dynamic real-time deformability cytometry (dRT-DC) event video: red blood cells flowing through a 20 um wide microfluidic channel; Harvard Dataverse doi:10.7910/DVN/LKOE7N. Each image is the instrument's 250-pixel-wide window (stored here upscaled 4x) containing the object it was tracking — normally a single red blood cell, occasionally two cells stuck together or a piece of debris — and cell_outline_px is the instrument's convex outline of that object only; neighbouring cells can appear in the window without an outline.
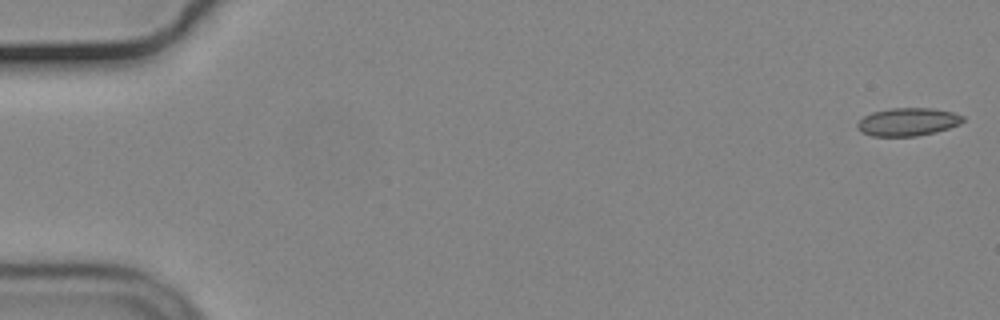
{"species": "common noctule bat (a hibernating species)", "species_latin": "Nyctalus noctula", "temperature_condition": "cold", "stored_images_in_passage": 55, "camera_frame_rate_fps": 3000, "um_per_image_px": 0.085, "animal": {"sex": "male", "body_mass_g": 19.2, "forearm_length_mm": 51.8}, "frame": {"image": 1, "passage_image": 1, "time_ms": 0.0, "image_size_px": [1000, 320], "cell_outline_px": [[964, 120], [960, 124], [936, 132], [916, 136], [872, 136], [860, 132], [856, 128], [856, 124], [864, 116], [872, 112], [892, 108], [932, 108], [952, 112], [964, 116]], "centroid_in_image_um": [77.14, 10.36], "position_along_channel_um": 7.9, "area_um2": 17.28}}
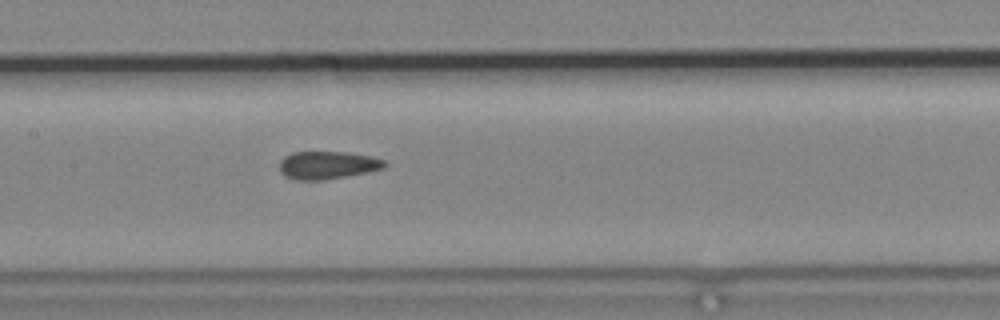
{"frame": {"image": 2, "passage_image": 27, "time_ms": 8.667, "image_size_px": [1000, 320], "cell_outline_px": [[388, 164], [384, 168], [344, 176], [320, 180], [296, 180], [284, 176], [280, 172], [280, 160], [284, 156], [292, 152], [348, 152], [372, 156], [384, 160]], "centroid_in_image_um": [27.81, 14.02], "position_along_channel_um": 179.6, "area_um2": 16.99}}
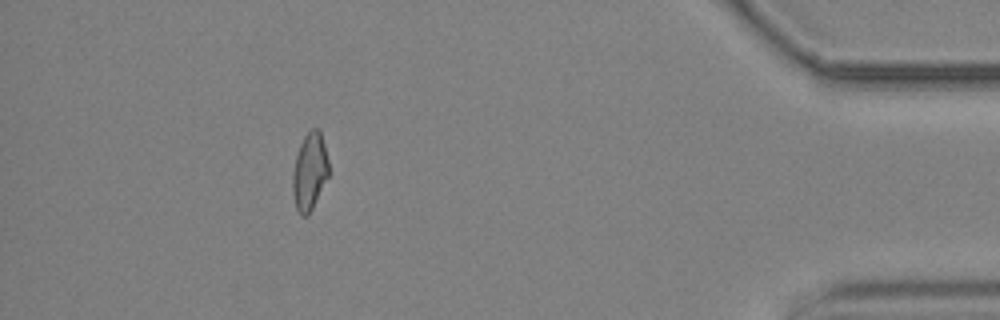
{"frame": {"image": 3, "passage_image": 50, "time_ms": 16.333, "image_size_px": [1000, 320], "cell_outline_px": [[328, 176], [308, 216], [300, 216], [296, 208], [292, 192], [292, 172], [296, 156], [300, 144], [304, 136], [312, 128], [320, 128], [328, 160]], "centroid_in_image_um": [26.3, 14.57], "position_along_channel_um": 408.9, "area_um2": 16.24}, "authors_computed_cell_mechanics": {"area_um2": 16.9354, "velocity_mm_per_s": 3.7029, "shape_relaxation_time_tau1_ms": null, "shape_relaxation_time_tau2_ms": 2.0959, "deformation_change_tau1": null, "deformation_change_tau2": 0.0857}}